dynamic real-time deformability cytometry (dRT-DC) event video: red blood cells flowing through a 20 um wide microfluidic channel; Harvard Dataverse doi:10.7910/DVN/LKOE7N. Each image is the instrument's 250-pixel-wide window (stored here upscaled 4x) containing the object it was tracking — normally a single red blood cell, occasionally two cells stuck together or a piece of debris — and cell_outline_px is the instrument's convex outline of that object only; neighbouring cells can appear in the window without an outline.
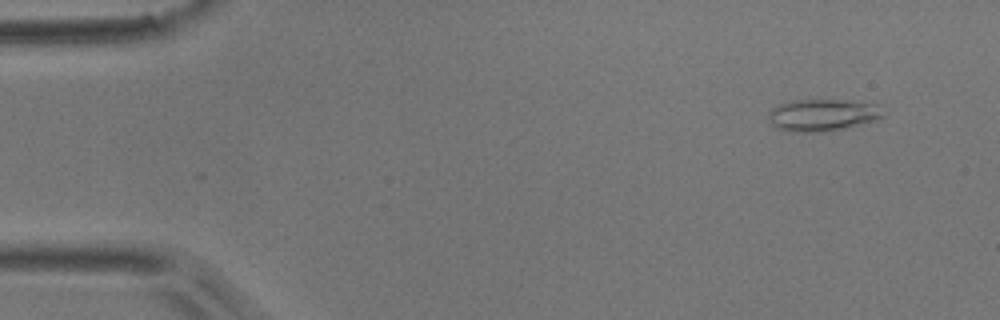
{"species": "common noctule bat (a hibernating species)", "species_latin": "Nyctalus noctula", "temperature_condition": "room temperature", "stored_images_in_passage": 4, "camera_frame_rate_fps": 3000, "um_per_image_px": 0.085, "animal": {"sex": "male", "body_mass_g": 17.9}, "frame": {"image": 1, "passage_image": 1, "time_ms": 0.0, "image_size_px": [1000, 320], "cell_outline_px": [[884, 116], [876, 120], [824, 132], [792, 132], [780, 128], [772, 124], [768, 116], [768, 112], [772, 108], [780, 104], [792, 100], [836, 100], [876, 104]], "centroid_in_image_um": [69.86, 9.78], "position_along_channel_um": 15.1, "area_um2": 20.92}}